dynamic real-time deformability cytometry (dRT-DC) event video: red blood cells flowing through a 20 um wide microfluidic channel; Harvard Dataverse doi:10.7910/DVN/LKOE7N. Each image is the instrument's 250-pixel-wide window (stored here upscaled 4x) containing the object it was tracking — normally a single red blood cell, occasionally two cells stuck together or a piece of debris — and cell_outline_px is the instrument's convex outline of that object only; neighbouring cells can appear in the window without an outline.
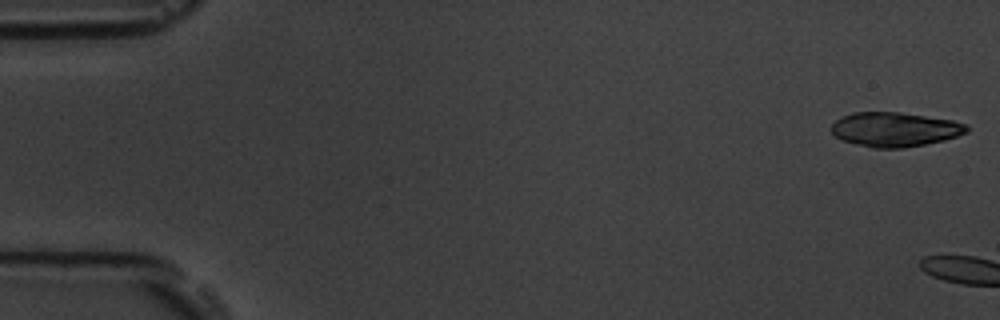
{"species": "common noctule bat (a hibernating species)", "species_latin": "Nyctalus noctula", "temperature_condition": "room temperature", "stored_images_in_passage": 2, "camera_frame_rate_fps": 3000, "um_per_image_px": 0.085, "animal": {"sex": "male", "body_mass_g": 19.5, "forearm_length_mm": 54.6}, "frame": {"image": 1, "passage_image": 1, "time_ms": 0.0, "image_size_px": [1000, 320], "cell_outline_px": [[968, 132], [944, 140], [904, 148], [872, 148], [844, 140], [836, 136], [832, 132], [832, 124], [836, 120], [852, 112], [900, 112], [952, 120], [968, 124]], "centroid_in_image_um": [76.09, 10.99], "position_along_channel_um": 8.9, "area_um2": 26.93}}